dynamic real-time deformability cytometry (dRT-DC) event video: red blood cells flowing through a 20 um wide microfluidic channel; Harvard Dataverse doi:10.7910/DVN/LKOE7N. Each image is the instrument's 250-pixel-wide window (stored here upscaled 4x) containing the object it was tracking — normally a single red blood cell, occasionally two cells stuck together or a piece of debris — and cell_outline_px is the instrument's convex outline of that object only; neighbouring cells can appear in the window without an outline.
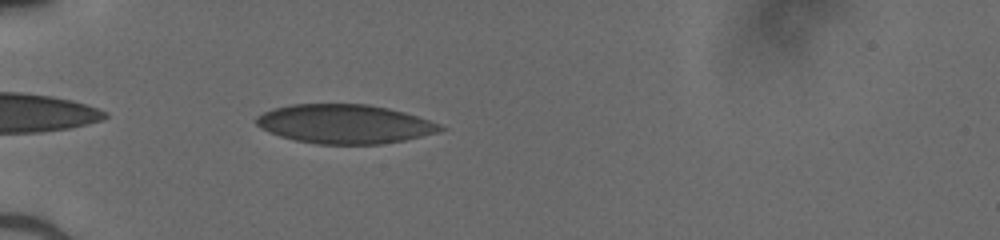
{"species": "human", "species_latin": "Homo sapiens", "temperature_condition": "cold", "stored_images_in_passage": 36, "camera_frame_rate_fps": 3000, "um_per_image_px": 0.085, "donor": {"sex": "male"}, "frame": {"image": 1, "passage_image": 2, "time_ms": 0.333, "image_size_px": [1000, 240], "cell_outline_px": [[448, 128], [440, 132], [404, 140], [380, 144], [320, 144], [296, 140], [280, 136], [268, 132], [260, 128], [256, 124], [256, 116], [264, 112], [276, 108], [292, 104], [368, 104], [388, 108], [404, 112], [440, 124]], "centroid_in_image_um": [29.31, 10.54], "position_along_channel_um": 55.7, "area_um2": 41.79}}
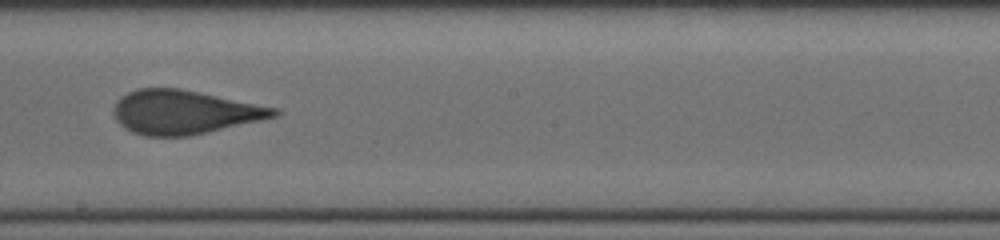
{"frame": {"image": 2, "passage_image": 16, "time_ms": 5.0, "image_size_px": [1000, 240], "cell_outline_px": [[280, 112], [276, 116], [260, 120], [188, 136], [144, 136], [132, 132], [124, 128], [116, 120], [116, 100], [120, 96], [136, 88], [180, 88], [280, 108]], "centroid_in_image_um": [15.66, 9.52], "position_along_channel_um": 232.5, "area_um2": 40.81}}
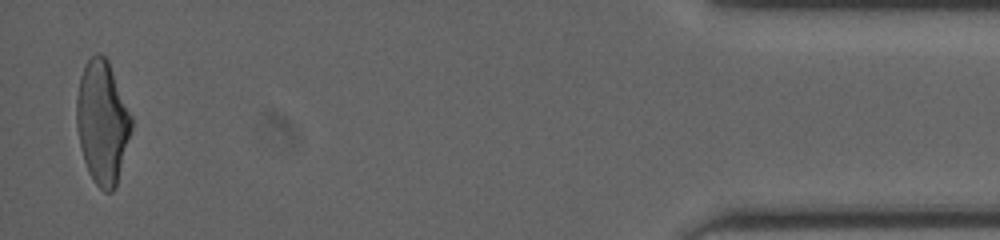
{"frame": {"image": 3, "passage_image": 35, "time_ms": 11.333, "image_size_px": [1000, 240], "cell_outline_px": [[132, 128], [116, 188], [112, 192], [104, 192], [96, 184], [88, 172], [84, 160], [80, 144], [76, 124], [76, 96], [80, 76], [84, 64], [96, 52], [100, 52], [108, 60], [132, 116]], "centroid_in_image_um": [8.69, 10.38], "position_along_channel_um": 426.5, "area_um2": 39.54}}